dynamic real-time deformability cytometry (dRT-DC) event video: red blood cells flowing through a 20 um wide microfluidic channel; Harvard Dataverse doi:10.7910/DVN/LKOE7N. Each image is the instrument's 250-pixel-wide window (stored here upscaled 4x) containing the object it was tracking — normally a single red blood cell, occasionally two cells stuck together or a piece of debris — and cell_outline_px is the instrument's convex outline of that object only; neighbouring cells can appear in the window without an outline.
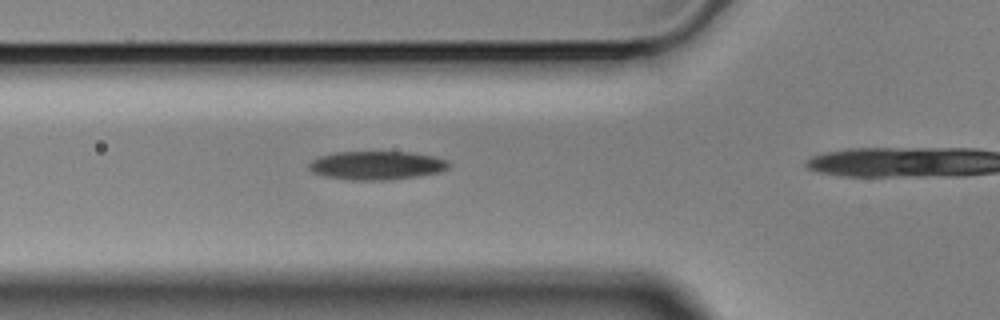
{"species": "Egyptian fruit bat (a non-hibernating species)", "species_latin": "Rousettus aegyptiacus", "temperature_condition": "cold", "stored_images_in_passage": 3, "camera_frame_rate_fps": 3000, "um_per_image_px": 0.085, "animal": {"sex": "male"}, "frame": {"image": 1, "passage_image": 2, "time_ms": 0.333, "image_size_px": [1000, 320], "cell_outline_px": [[452, 164], [448, 168], [440, 172], [416, 176], [384, 180], [348, 180], [324, 176], [312, 172], [308, 168], [308, 164], [312, 160], [320, 156], [336, 152], [408, 152], [436, 156], [448, 160]], "centroid_in_image_um": [32.03, 14.06], "position_along_channel_um": 93.8, "area_um2": 23.41}}